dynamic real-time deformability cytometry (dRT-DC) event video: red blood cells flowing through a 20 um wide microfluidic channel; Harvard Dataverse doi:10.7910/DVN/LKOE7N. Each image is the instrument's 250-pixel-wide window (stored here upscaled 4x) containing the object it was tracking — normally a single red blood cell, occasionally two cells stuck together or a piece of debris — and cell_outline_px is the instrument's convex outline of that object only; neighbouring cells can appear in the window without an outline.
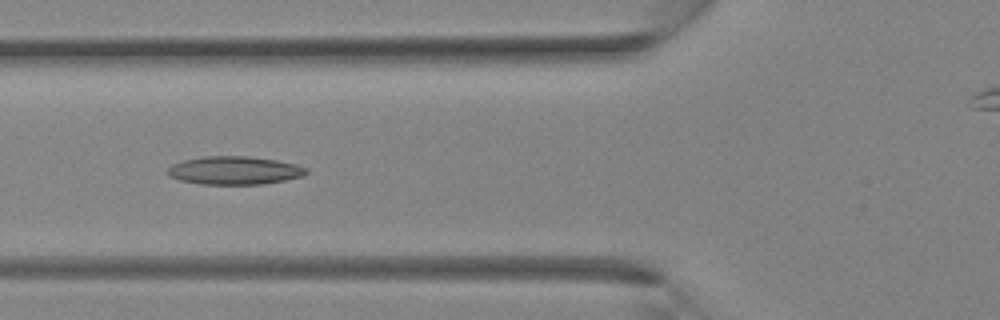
{"species": "Egyptian fruit bat (a non-hibernating species)", "species_latin": "Rousettus aegyptiacus", "temperature_condition": "room temperature", "stored_images_in_passage": 36, "camera_frame_rate_fps": 3000, "um_per_image_px": 0.085, "animal": {"sex": "female"}, "frame": {"image": 1, "passage_image": 13, "time_ms": 4.0, "image_size_px": [1000, 320], "cell_outline_px": [[308, 172], [300, 176], [284, 180], [260, 184], [200, 184], [180, 180], [168, 176], [168, 168], [172, 164], [184, 160], [204, 156], [248, 156], [276, 160], [296, 164], [308, 168]], "centroid_in_image_um": [19.91, 14.48], "position_along_channel_um": 105.9, "area_um2": 22.66}}
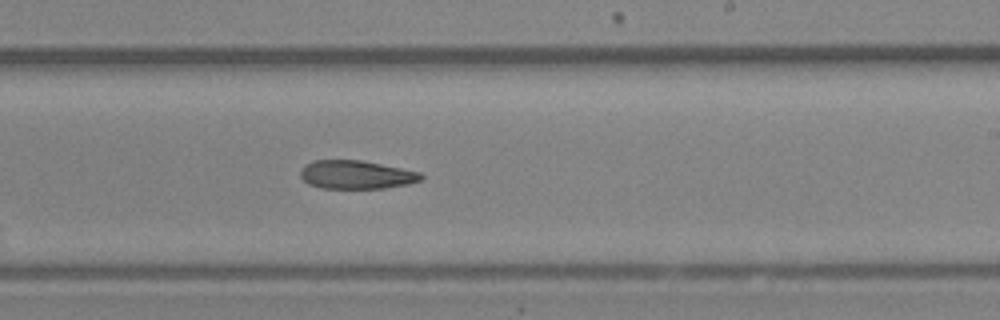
{"frame": {"image": 2, "passage_image": 21, "time_ms": 6.667, "image_size_px": [1000, 320], "cell_outline_px": [[424, 176], [420, 180], [408, 184], [384, 188], [320, 188], [308, 184], [300, 176], [300, 172], [304, 164], [312, 160], [360, 160], [420, 172]], "centroid_in_image_um": [30.24, 14.85], "position_along_channel_um": 258.8, "area_um2": 19.94}}
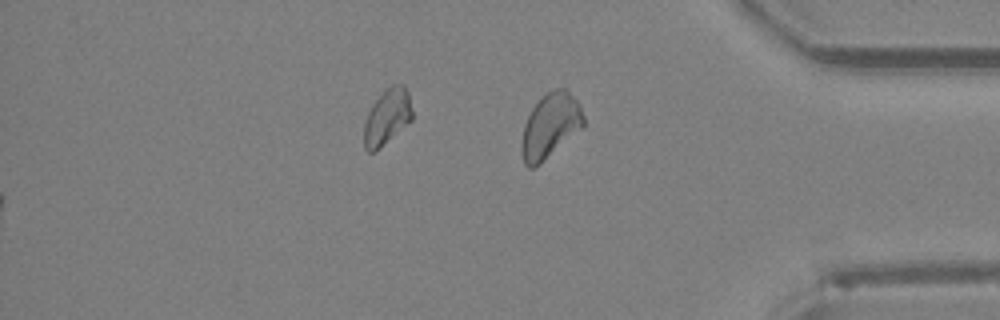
{"frame": {"image": 3, "passage_image": 36, "time_ms": 11.667, "image_size_px": [1000, 320], "cell_outline_px": [[584, 124], [580, 128], [540, 164], [532, 168], [528, 168], [524, 164], [520, 148], [520, 144], [524, 124], [532, 108], [540, 96], [552, 88], [564, 88], [580, 104], [584, 116]], "centroid_in_image_um": [46.73, 10.67], "position_along_channel_um": 388.5, "area_um2": 23.24}}